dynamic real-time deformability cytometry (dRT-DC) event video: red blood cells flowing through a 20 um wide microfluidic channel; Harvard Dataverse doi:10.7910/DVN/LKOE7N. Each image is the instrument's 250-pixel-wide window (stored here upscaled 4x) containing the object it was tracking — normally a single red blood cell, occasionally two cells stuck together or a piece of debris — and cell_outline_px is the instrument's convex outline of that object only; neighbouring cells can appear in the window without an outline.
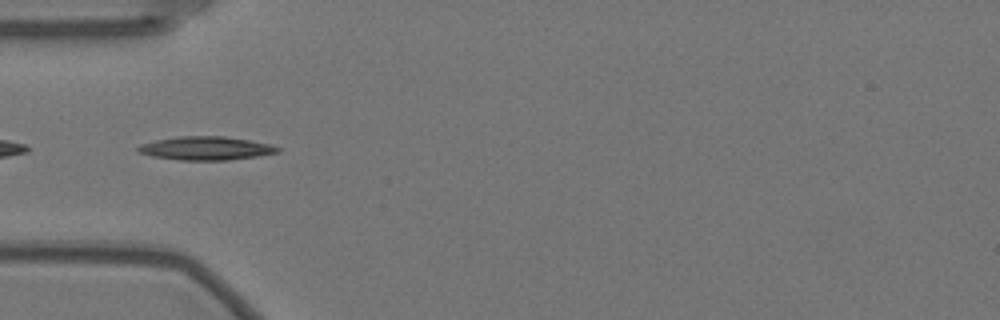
{"species": "Egyptian fruit bat (a non-hibernating species)", "species_latin": "Rousettus aegyptiacus", "temperature_condition": "warm", "stored_images_in_passage": 57, "segment_of_instrument_passage": [2, 2], "camera_frame_rate_fps": 3000, "um_per_image_px": 0.085, "animal": {"sex": "female"}, "frame": {"image": 1, "passage_image": 18, "time_ms": 5.667, "image_size_px": [1000, 320], "cell_outline_px": [[280, 152], [256, 156], [228, 160], [180, 160], [152, 156], [140, 152], [136, 148], [140, 144], [156, 140], [176, 136], [224, 136], [272, 144], [280, 148]], "centroid_in_image_um": [17.51, 12.6], "position_along_channel_um": 67.5, "area_um2": 19.07}}
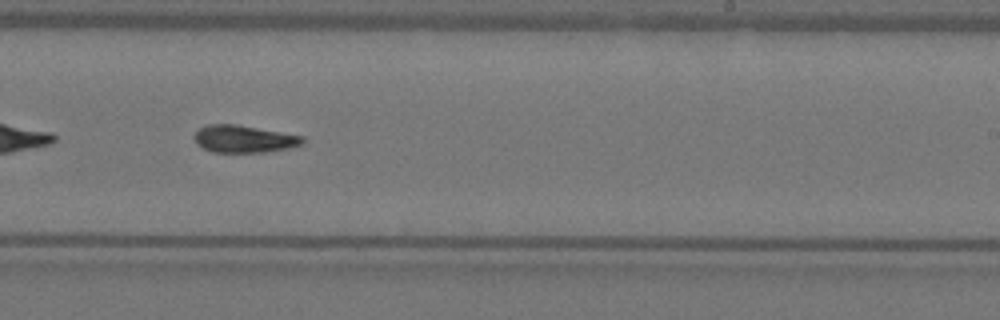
{"frame": {"image": 2, "passage_image": 35, "time_ms": 11.333, "image_size_px": [1000, 320], "cell_outline_px": [[304, 144], [288, 148], [264, 152], [212, 152], [196, 144], [192, 136], [200, 128], [208, 124], [236, 124], [304, 136]], "centroid_in_image_um": [20.72, 11.81], "position_along_channel_um": 268.3, "area_um2": 17.28}}
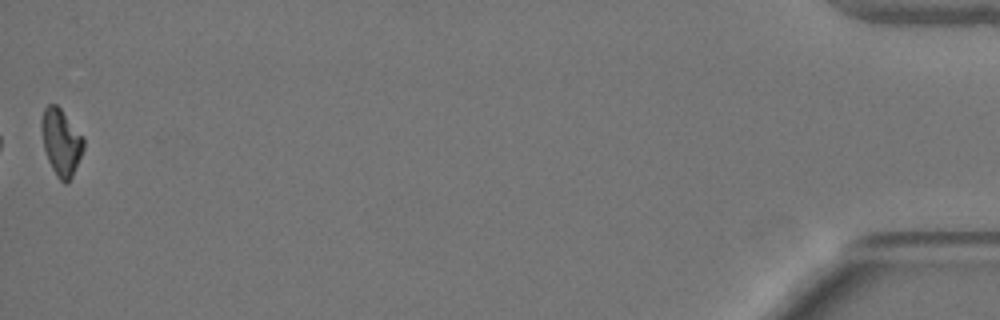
{"frame": {"image": 3, "passage_image": 57, "time_ms": 18.667, "image_size_px": [1000, 320], "cell_outline_px": [[84, 148], [72, 176], [68, 184], [64, 184], [56, 176], [48, 160], [44, 148], [40, 124], [40, 120], [44, 108], [48, 104], [56, 104], [60, 108], [84, 136]], "centroid_in_image_um": [5.19, 12.08], "position_along_channel_um": 430.0, "area_um2": 16.47}}